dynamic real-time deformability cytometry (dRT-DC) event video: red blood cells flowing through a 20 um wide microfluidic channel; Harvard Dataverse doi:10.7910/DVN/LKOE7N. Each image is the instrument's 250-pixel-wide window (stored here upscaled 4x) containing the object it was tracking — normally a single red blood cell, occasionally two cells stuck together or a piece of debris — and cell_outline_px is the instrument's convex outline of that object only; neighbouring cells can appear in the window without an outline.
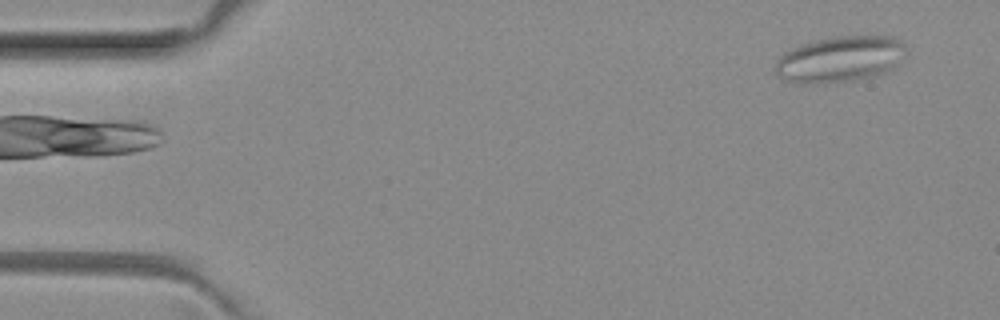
{"species": "common noctule bat (a hibernating species)", "species_latin": "Nyctalus noctula", "temperature_condition": "room temperature", "stored_images_in_passage": 4, "camera_frame_rate_fps": 3000, "um_per_image_px": 0.085, "animal": {"sex": "female", "body_mass_g": 29.2, "forearm_length_mm": 56.3}, "frame": {"image": 1, "passage_image": 1, "time_ms": 0.0, "image_size_px": [1000, 320], "cell_outline_px": [[908, 52], [888, 72], [876, 76], [852, 80], [804, 84], [788, 80], [780, 76], [776, 72], [776, 60], [784, 52], [792, 48], [816, 40], [832, 36], [892, 36], [900, 40], [908, 48]], "centroid_in_image_um": [71.46, 5.01], "position_along_channel_um": 13.5, "area_um2": 34.97}}